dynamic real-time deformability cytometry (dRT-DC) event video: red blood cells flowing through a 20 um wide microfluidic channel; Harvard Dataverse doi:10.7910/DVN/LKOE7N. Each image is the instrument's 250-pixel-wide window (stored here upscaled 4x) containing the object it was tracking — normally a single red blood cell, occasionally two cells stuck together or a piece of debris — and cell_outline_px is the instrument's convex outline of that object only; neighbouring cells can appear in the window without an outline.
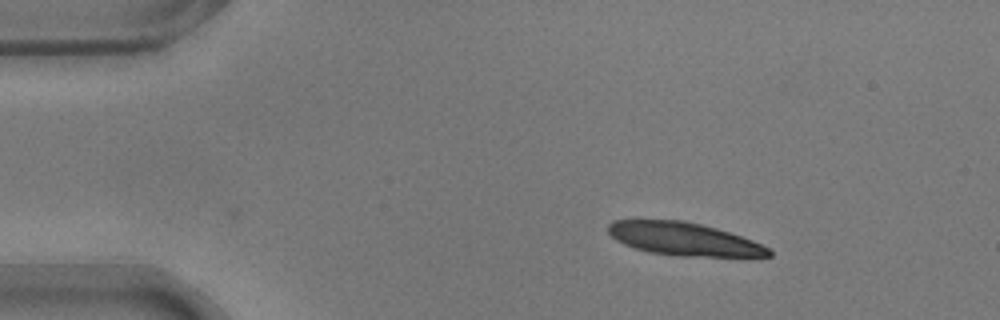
{"species": "common noctule bat (a hibernating species)", "species_latin": "Nyctalus noctula", "temperature_condition": "warm", "stored_images_in_passage": 42, "camera_frame_rate_fps": 3000, "um_per_image_px": 0.085, "animal": {"sex": "male", "body_mass_g": 17.9}, "frame": {"image": 1, "passage_image": 1, "time_ms": 0.0, "image_size_px": [1000, 320], "cell_outline_px": [[772, 256], [680, 256], [648, 252], [624, 244], [616, 240], [608, 232], [608, 224], [612, 220], [684, 220], [716, 228], [752, 240], [768, 248], [772, 252]], "centroid_in_image_um": [58.08, 20.31], "position_along_channel_um": 26.9, "area_um2": 30.58}}
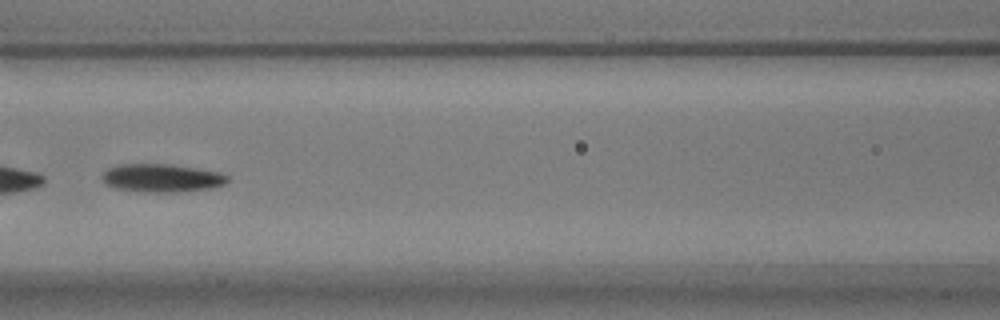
{"frame": {"image": 2, "passage_image": 17, "time_ms": 5.333, "image_size_px": [1000, 320], "cell_outline_px": [[228, 180], [224, 184], [212, 188], [176, 192], [144, 192], [116, 188], [104, 184], [100, 176], [108, 168], [120, 164], [168, 164], [196, 168], [220, 172], [228, 176]], "centroid_in_image_um": [13.72, 15.13], "position_along_channel_um": 152.9, "area_um2": 20.63}}
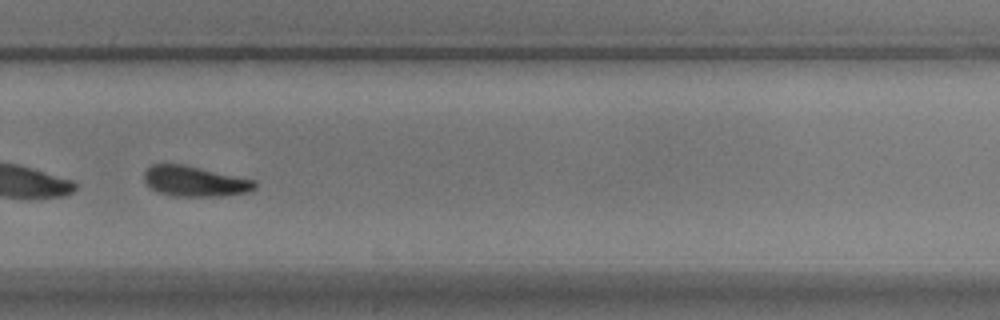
{"frame": {"image": 3, "passage_image": 30, "time_ms": 9.667, "image_size_px": [1000, 320], "cell_outline_px": [[256, 188], [248, 192], [224, 196], [176, 196], [160, 192], [152, 188], [144, 180], [144, 172], [152, 164], [184, 164], [256, 180]], "centroid_in_image_um": [16.59, 15.4], "position_along_channel_um": 313.2, "area_um2": 19.54}, "authors_computed_cell_mechanics": {"area_um2": 20.5479, "velocity_mm_per_s": 3.7119, "shape_relaxation_time_tau1_ms": 2.7709, "shape_relaxation_time_tau2_ms": null, "deformation_change_tau1": 0.1225, "deformation_change_tau2": null}}